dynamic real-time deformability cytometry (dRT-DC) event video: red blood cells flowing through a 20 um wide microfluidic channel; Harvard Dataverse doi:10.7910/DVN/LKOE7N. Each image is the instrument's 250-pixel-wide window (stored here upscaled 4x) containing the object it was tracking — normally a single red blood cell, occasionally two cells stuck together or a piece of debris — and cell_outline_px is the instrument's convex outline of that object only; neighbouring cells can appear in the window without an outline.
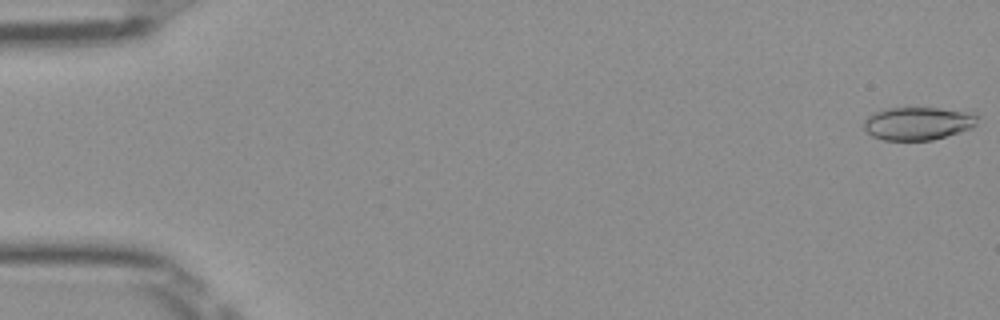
{"species": "Egyptian fruit bat (a non-hibernating species)", "species_latin": "Rousettus aegyptiacus", "temperature_condition": "room temperature", "stored_images_in_passage": 51, "camera_frame_rate_fps": 3000, "um_per_image_px": 0.085, "frame": {"image": 1, "passage_image": 1, "time_ms": 0.0, "image_size_px": [1000, 320], "cell_outline_px": [[980, 116], [976, 124], [972, 128], [960, 132], [932, 140], [884, 140], [872, 136], [864, 128], [864, 120], [872, 112], [888, 108], [940, 108], [972, 112]], "centroid_in_image_um": [78.05, 10.48], "position_along_channel_um": 7.0, "area_um2": 22.02}}
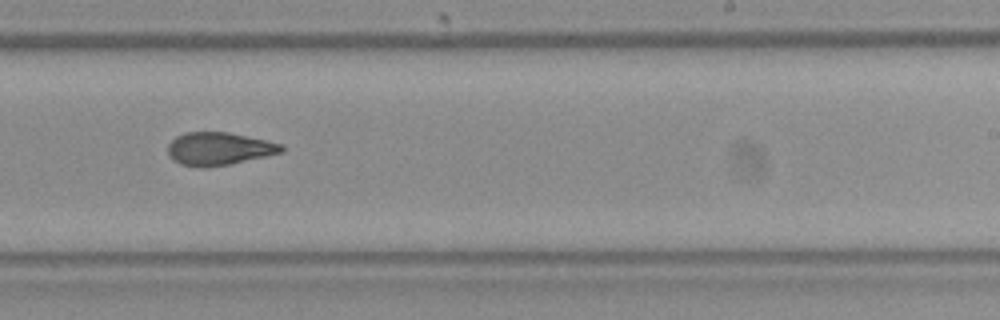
{"frame": {"image": 2, "passage_image": 32, "time_ms": 10.333, "image_size_px": [1000, 320], "cell_outline_px": [[284, 152], [232, 164], [204, 168], [196, 168], [180, 164], [172, 160], [168, 152], [168, 144], [176, 136], [184, 132], [228, 132], [284, 144]], "centroid_in_image_um": [18.61, 12.66], "position_along_channel_um": 270.4, "area_um2": 22.08}}
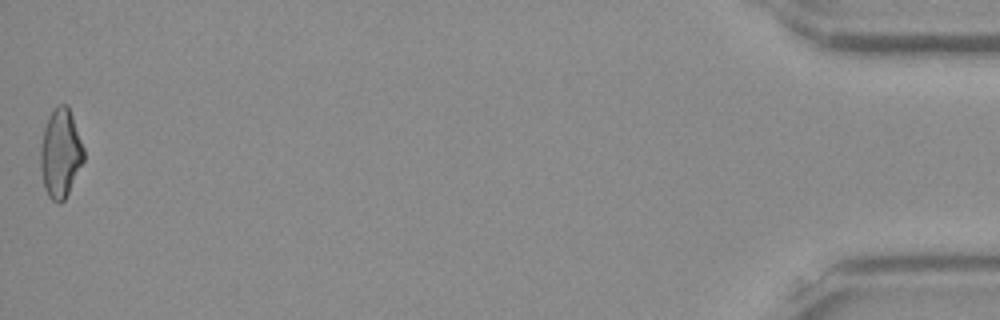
{"frame": {"image": 3, "passage_image": 51, "time_ms": 16.667, "image_size_px": [1000, 320], "cell_outline_px": [[84, 160], [64, 200], [60, 204], [56, 204], [48, 196], [44, 188], [40, 168], [40, 148], [44, 128], [48, 116], [56, 104], [68, 104], [84, 148]], "centroid_in_image_um": [5.13, 13.02], "position_along_channel_um": 430.1, "area_um2": 22.54}, "authors_computed_cell_mechanics": {"area_um2": 22.0796, "velocity_mm_per_s": 4.0121, "shape_relaxation_time_tau1_ms": 8.5204, "shape_relaxation_time_tau2_ms": 2.3099, "deformation_change_tau1": 0.212, "deformation_change_tau2": 0.0944}}